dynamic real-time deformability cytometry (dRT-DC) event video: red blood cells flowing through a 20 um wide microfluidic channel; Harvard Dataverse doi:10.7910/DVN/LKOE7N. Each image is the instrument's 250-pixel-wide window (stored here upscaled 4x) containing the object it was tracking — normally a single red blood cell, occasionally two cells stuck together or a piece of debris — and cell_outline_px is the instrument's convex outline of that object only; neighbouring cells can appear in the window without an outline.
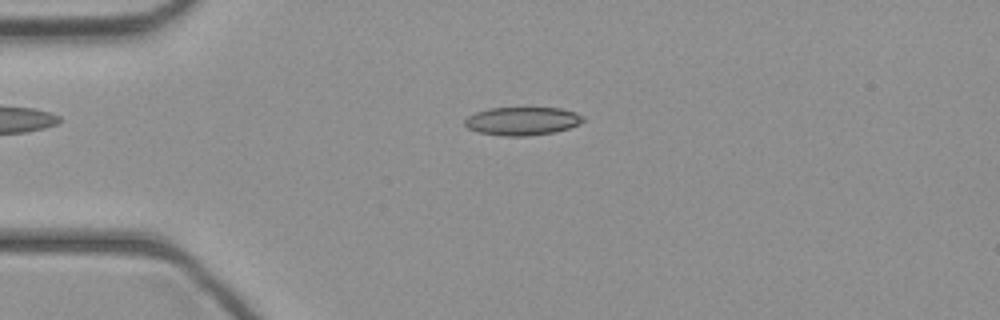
{"species": "common noctule bat (a hibernating species)", "species_latin": "Nyctalus noctula", "temperature_condition": "cold", "stored_images_in_passage": 44, "camera_frame_rate_fps": 3000, "um_per_image_px": 0.085, "animal": {"sex": "female", "body_mass_g": 21.9}, "frame": {"image": 1, "passage_image": 10, "time_ms": 3.0, "image_size_px": [1000, 320], "cell_outline_px": [[584, 120], [580, 124], [556, 132], [528, 136], [504, 136], [480, 132], [468, 128], [464, 124], [464, 120], [468, 116], [476, 112], [488, 108], [560, 108], [576, 112], [584, 116]], "centroid_in_image_um": [44.42, 10.29], "position_along_channel_um": 40.6, "area_um2": 19.54}}
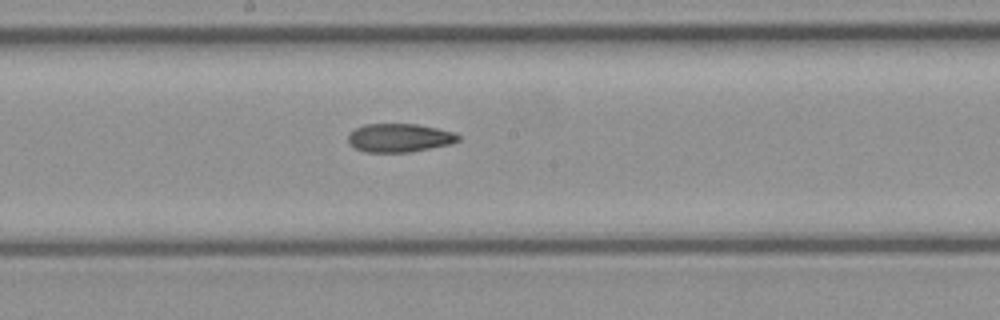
{"frame": {"image": 2, "passage_image": 23, "time_ms": 7.333, "image_size_px": [1000, 320], "cell_outline_px": [[460, 140], [452, 144], [408, 152], [364, 152], [348, 144], [348, 132], [364, 124], [416, 124], [456, 132], [460, 136]], "centroid_in_image_um": [33.94, 11.71], "position_along_channel_um": 214.3, "area_um2": 18.44}}
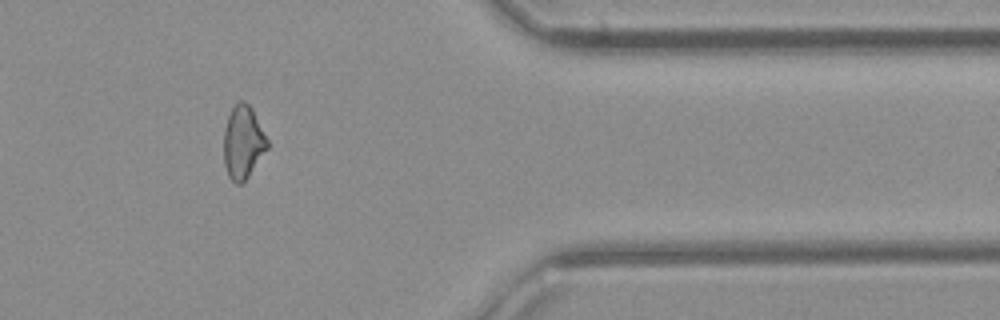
{"frame": {"image": 3, "passage_image": 36, "time_ms": 11.667, "image_size_px": [1000, 320], "cell_outline_px": [[268, 148], [248, 176], [240, 184], [236, 184], [228, 176], [224, 164], [224, 128], [228, 116], [232, 108], [240, 100], [244, 100], [252, 108], [268, 140]], "centroid_in_image_um": [20.65, 12.08], "position_along_channel_um": 390.8, "area_um2": 18.44}}